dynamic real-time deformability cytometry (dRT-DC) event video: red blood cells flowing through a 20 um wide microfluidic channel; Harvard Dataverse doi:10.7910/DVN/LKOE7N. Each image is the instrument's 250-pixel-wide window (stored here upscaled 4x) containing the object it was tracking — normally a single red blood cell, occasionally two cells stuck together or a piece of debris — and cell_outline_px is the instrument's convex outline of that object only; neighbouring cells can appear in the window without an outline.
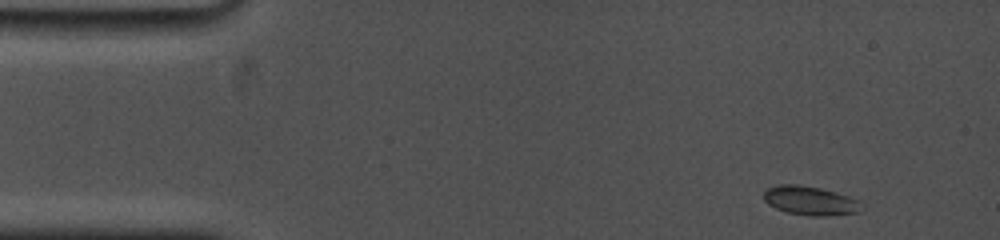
{"species": "common noctule bat (a hibernating species)", "species_latin": "Nyctalus noctula", "temperature_condition": "cold", "stored_images_in_passage": 84, "camera_frame_rate_fps": 5000, "um_per_image_px": 0.085, "animal": {"sex": "female", "body_mass_g": 19.0, "forearm_length_mm": 53.3}, "frame": {"image": 1, "passage_image": 1, "time_ms": 0.0, "image_size_px": [1000, 240], "cell_outline_px": [[864, 208], [860, 212], [828, 216], [808, 216], [788, 212], [776, 208], [768, 204], [764, 200], [764, 192], [768, 188], [776, 184], [800, 184], [820, 188], [836, 192], [860, 200]], "centroid_in_image_um": [68.9, 17.06], "position_along_channel_um": 16.1, "area_um2": 16.76}}
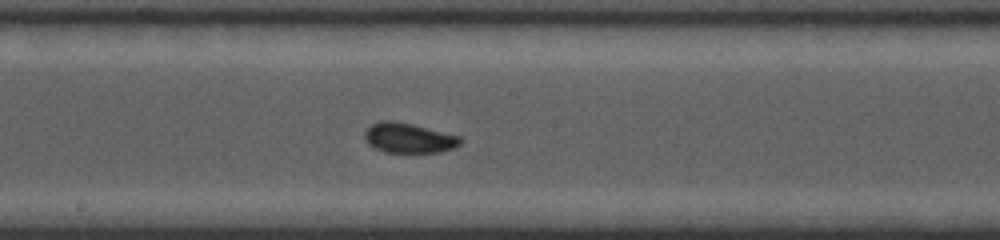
{"frame": {"image": 2, "passage_image": 43, "time_ms": 7.8, "image_size_px": [1000, 240], "cell_outline_px": [[464, 140], [460, 144], [452, 148], [440, 152], [384, 152], [368, 144], [364, 140], [364, 132], [372, 124], [380, 120], [396, 120], [460, 136]], "centroid_in_image_um": [34.72, 11.72], "position_along_channel_um": 213.5, "area_um2": 16.76}}
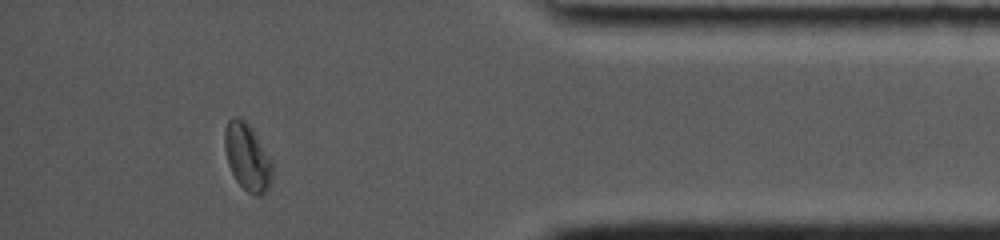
{"frame": {"image": 3, "passage_image": 75, "time_ms": 13.8, "image_size_px": [1000, 240], "cell_outline_px": [[272, 180], [268, 188], [260, 196], [252, 196], [236, 180], [228, 164], [224, 148], [224, 132], [228, 120], [232, 116], [236, 116], [244, 120], [252, 128], [272, 160]], "centroid_in_image_um": [21.02, 13.35], "position_along_channel_um": 414.2, "area_um2": 18.73}, "authors_computed_cell_mechanics": {"area_um2": 16.5886, "velocity_mm_per_s": 3.7047, "shape_relaxation_time_tau1_ms": 4.3561, "shape_relaxation_time_tau2_ms": null, "deformation_change_tau1": 0.0986, "deformation_change_tau2": null}}